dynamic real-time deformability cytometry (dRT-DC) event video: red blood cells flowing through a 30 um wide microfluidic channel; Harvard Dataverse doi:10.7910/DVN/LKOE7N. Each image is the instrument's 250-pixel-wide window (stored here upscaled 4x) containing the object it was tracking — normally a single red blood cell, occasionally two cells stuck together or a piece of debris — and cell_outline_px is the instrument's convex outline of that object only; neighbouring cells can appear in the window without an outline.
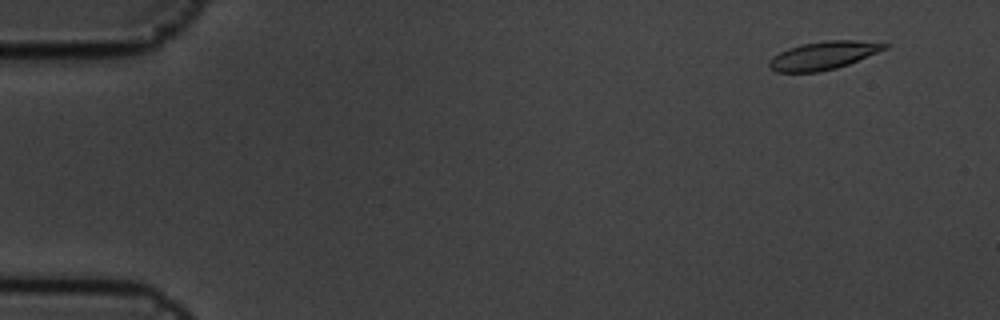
{"species": "common noctule bat (a hibernating species)", "species_latin": "Nyctalus noctula", "temperature_condition": "cold", "stored_images_in_passage": 4, "camera_frame_rate_fps": 3000, "um_per_image_px": 0.085, "animal": {"sex": "male", "body_mass_g": 19.5, "forearm_length_mm": 54.6}, "frame": {"image": 1, "passage_image": 1, "time_ms": 0.0, "image_size_px": [1000, 320], "cell_outline_px": [[892, 44], [888, 48], [848, 64], [836, 68], [820, 72], [776, 72], [768, 68], [768, 60], [772, 56], [788, 48], [800, 44], [824, 40], [856, 40]], "centroid_in_image_um": [69.96, 4.71], "position_along_channel_um": 15.0, "area_um2": 19.13}}